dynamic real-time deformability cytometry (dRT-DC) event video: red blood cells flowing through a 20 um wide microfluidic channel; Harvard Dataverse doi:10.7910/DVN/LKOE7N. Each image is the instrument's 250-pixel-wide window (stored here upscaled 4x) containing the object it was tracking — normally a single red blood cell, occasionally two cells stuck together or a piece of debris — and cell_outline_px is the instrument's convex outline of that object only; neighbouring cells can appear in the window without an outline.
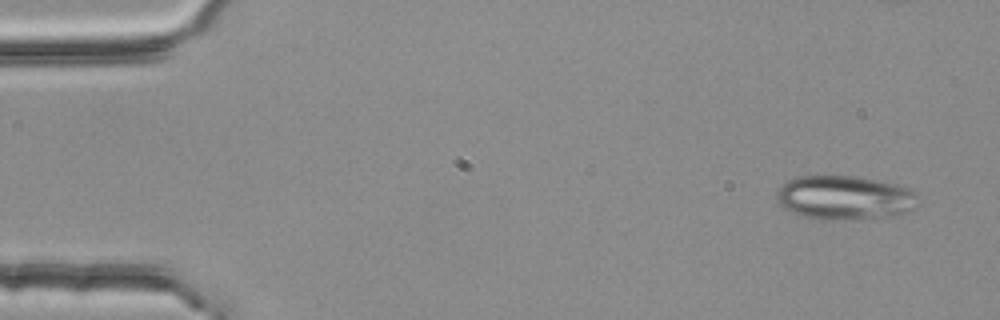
{"species": "common noctule bat (a hibernating species)", "species_latin": "Nyctalus noctula", "temperature_condition": "room temperature", "stored_images_in_passage": 3, "camera_frame_rate_fps": 3000, "um_per_image_px": 0.085, "animal": {"sex": "female", "body_mass_g": 25.1}, "frame": {"image": 1, "passage_image": 1, "time_ms": 0.0, "image_size_px": [1000, 320], "cell_outline_px": [[920, 204], [916, 208], [908, 212], [892, 216], [840, 220], [820, 220], [804, 216], [792, 212], [784, 208], [780, 204], [776, 196], [776, 192], [788, 180], [800, 176], [824, 172], [852, 176], [876, 180], [896, 184], [920, 196]], "centroid_in_image_um": [71.79, 16.78], "position_along_channel_um": 13.2, "area_um2": 37.11}}